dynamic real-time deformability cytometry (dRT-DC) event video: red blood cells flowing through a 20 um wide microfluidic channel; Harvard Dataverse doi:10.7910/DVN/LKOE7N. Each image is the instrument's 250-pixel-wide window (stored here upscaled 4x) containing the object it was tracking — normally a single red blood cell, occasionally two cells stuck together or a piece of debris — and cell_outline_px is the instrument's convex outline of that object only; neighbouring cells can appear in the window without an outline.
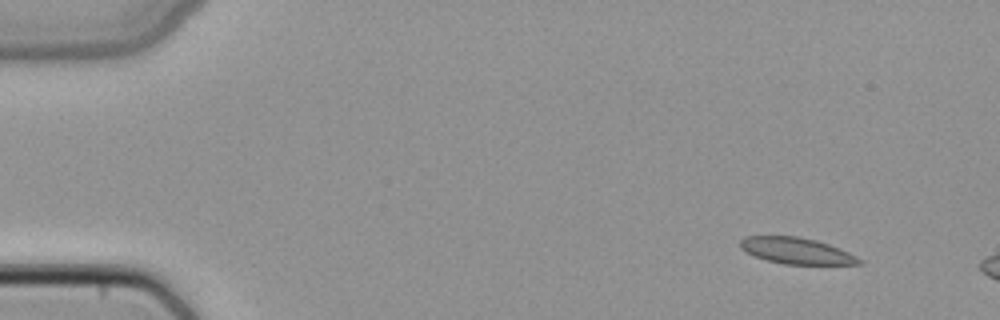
{"species": "common noctule bat (a hibernating species)", "species_latin": "Nyctalus noctula", "temperature_condition": "cold", "stored_images_in_passage": 3, "camera_frame_rate_fps": 3000, "um_per_image_px": 0.085, "animal": {"sex": "female", "body_mass_g": 22.7, "forearm_length_mm": 54.2}, "frame": {"image": 1, "passage_image": 1, "time_ms": 0.0, "image_size_px": [1000, 320], "cell_outline_px": [[864, 264], [784, 264], [768, 260], [756, 256], [740, 248], [740, 240], [744, 236], [796, 236], [816, 240], [828, 244], [848, 252], [864, 260]], "centroid_in_image_um": [67.72, 21.31], "position_along_channel_um": 17.3, "area_um2": 18.03}}